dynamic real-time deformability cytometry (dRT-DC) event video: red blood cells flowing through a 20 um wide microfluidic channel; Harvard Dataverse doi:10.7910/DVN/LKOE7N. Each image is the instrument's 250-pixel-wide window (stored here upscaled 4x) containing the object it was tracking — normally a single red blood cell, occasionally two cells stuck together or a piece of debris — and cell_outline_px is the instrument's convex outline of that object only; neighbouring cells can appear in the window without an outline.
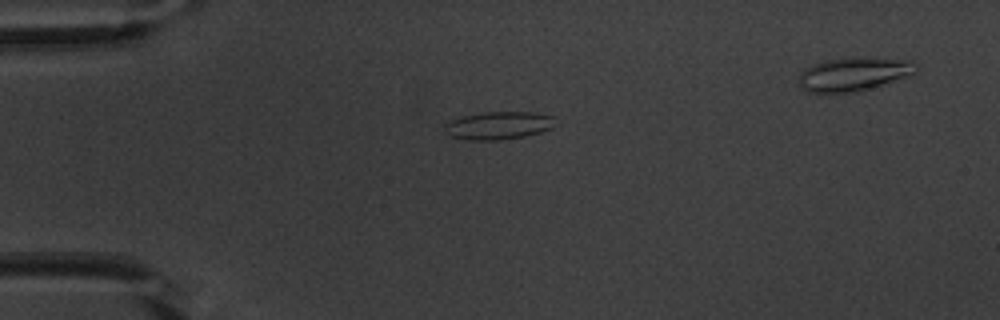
{"species": "common noctule bat (a hibernating species)", "species_latin": "Nyctalus noctula", "temperature_condition": "warm", "stored_images_in_passage": 7, "camera_frame_rate_fps": 3000, "um_per_image_px": 0.085, "animal": {"sex": "male", "body_mass_g": 20.1, "forearm_length_mm": 53.5}, "frame": {"image": 1, "passage_image": 5, "time_ms": 1.333, "image_size_px": [1000, 320], "cell_outline_px": [[556, 116], [552, 128], [540, 132], [524, 136], [500, 140], [468, 140], [448, 136], [444, 132], [444, 124], [460, 116], [484, 112], [532, 112]], "centroid_in_image_um": [42.34, 10.66], "position_along_channel_um": 42.7, "area_um2": 18.15}}